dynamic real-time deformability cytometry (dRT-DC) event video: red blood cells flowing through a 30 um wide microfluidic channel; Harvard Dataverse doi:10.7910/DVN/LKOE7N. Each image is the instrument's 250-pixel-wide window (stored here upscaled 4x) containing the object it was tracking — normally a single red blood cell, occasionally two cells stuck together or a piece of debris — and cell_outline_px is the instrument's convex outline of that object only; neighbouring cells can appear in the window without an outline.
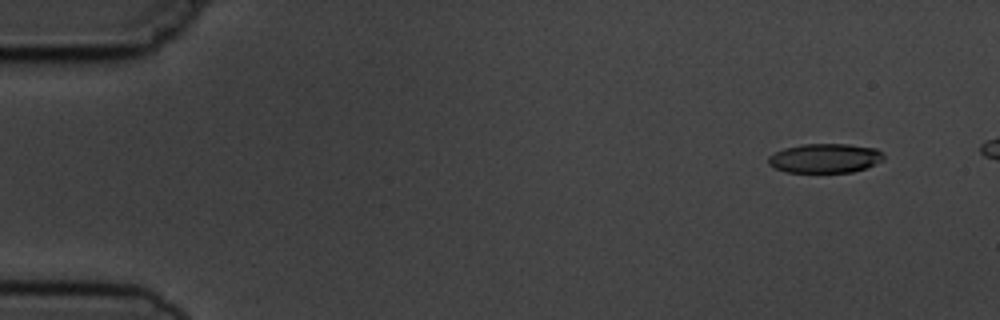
{"species": "common noctule bat (a hibernating species)", "species_latin": "Nyctalus noctula", "temperature_condition": "cold", "stored_images_in_passage": 6, "camera_frame_rate_fps": 3000, "um_per_image_px": 0.085, "animal": {"sex": "male", "body_mass_g": 19.5, "forearm_length_mm": 54.6}, "frame": {"image": 1, "passage_image": 2, "time_ms": 1.0, "image_size_px": [1000, 320], "cell_outline_px": [[884, 160], [864, 168], [852, 172], [784, 172], [772, 168], [768, 164], [768, 156], [784, 148], [804, 144], [848, 144], [876, 148], [884, 152]], "centroid_in_image_um": [70.11, 13.45], "position_along_channel_um": 14.9, "area_um2": 19.83}}